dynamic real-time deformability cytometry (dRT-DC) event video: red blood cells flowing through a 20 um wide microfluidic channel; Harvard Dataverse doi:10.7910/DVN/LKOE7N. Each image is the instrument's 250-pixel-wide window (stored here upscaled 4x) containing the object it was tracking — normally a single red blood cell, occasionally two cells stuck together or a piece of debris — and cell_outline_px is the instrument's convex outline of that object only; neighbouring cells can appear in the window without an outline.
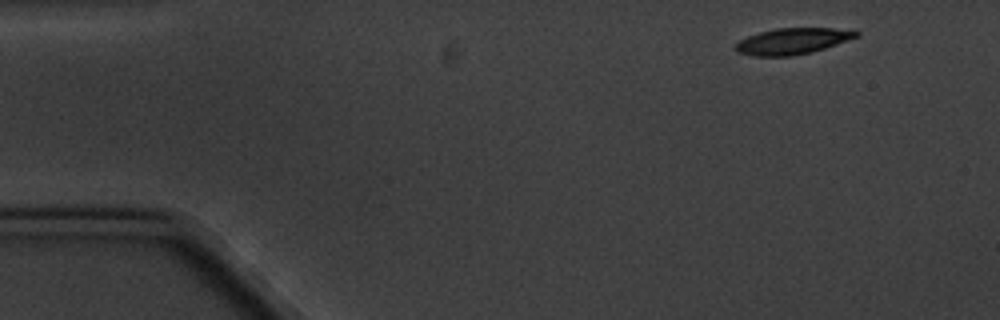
{"species": "common noctule bat (a hibernating species)", "species_latin": "Nyctalus noctula", "temperature_condition": "cold", "stored_images_in_passage": 5, "segment_of_instrument_passage": [1, 2], "camera_frame_rate_fps": 3000, "um_per_image_px": 0.085, "animal": {"sex": "male", "body_mass_g": 20.1, "forearm_length_mm": 53.5}, "frame": {"image": 1, "passage_image": 1, "time_ms": 0.0, "image_size_px": [1000, 320], "cell_outline_px": [[860, 36], [812, 52], [792, 56], [752, 56], [736, 52], [732, 48], [740, 40], [748, 36], [760, 32], [776, 28], [832, 28], [860, 32]], "centroid_in_image_um": [67.31, 3.51], "position_along_channel_um": 17.7, "area_um2": 18.38}}